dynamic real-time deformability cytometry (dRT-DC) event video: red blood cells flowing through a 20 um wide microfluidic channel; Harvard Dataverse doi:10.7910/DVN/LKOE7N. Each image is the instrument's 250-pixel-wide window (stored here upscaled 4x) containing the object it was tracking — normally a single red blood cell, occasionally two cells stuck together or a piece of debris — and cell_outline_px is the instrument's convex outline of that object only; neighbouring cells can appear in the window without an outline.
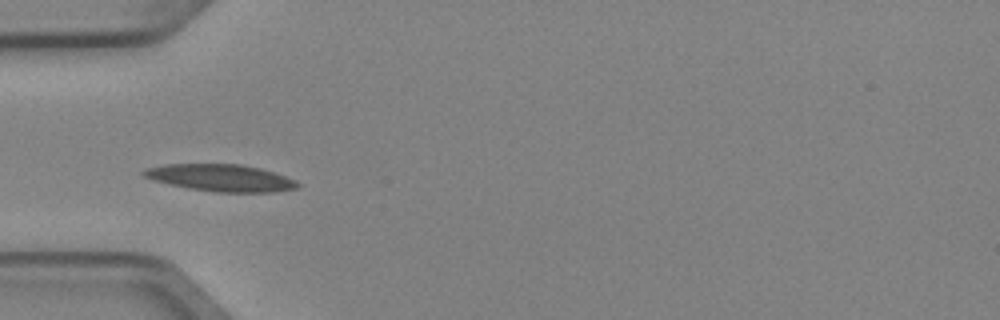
{"species": "Egyptian fruit bat (a non-hibernating species)", "species_latin": "Rousettus aegyptiacus", "temperature_condition": "cold", "stored_images_in_passage": 6, "camera_frame_rate_fps": 3000, "um_per_image_px": 0.085, "animal": {"sex": "female"}, "frame": {"image": 1, "passage_image": 5, "time_ms": 1.333, "image_size_px": [1000, 320], "cell_outline_px": [[300, 184], [296, 188], [272, 192], [216, 192], [188, 188], [156, 180], [144, 176], [140, 172], [144, 168], [168, 164], [240, 164], [260, 168], [296, 180]], "centroid_in_image_um": [18.77, 15.11], "position_along_channel_um": 66.2, "area_um2": 23.93}}
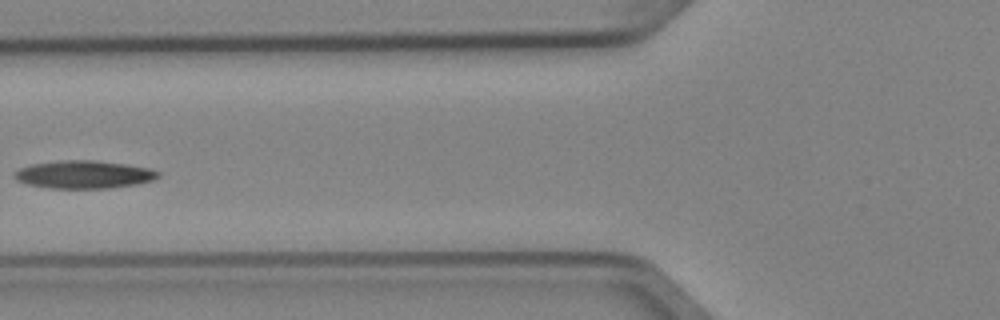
{"frame": {"image": 2, "passage_image": 6, "time_ms": 1.667, "image_size_px": [1000, 320], "cell_outline_px": [[160, 176], [152, 180], [136, 184], [108, 188], [48, 188], [28, 184], [16, 180], [12, 176], [20, 168], [32, 164], [60, 160], [96, 160], [152, 168], [160, 172]], "centroid_in_image_um": [7.14, 14.83], "position_along_channel_um": 118.7, "area_um2": 23.35}}